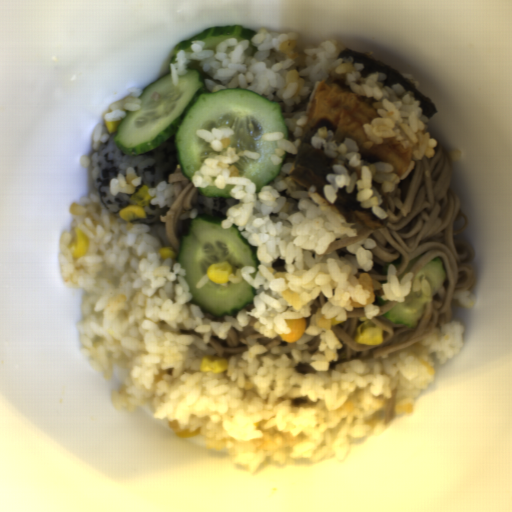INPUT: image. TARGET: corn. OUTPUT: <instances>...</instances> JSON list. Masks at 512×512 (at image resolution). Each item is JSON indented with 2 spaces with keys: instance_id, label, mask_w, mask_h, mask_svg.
I'll use <instances>...</instances> for the list:
<instances>
[{
  "instance_id": "5",
  "label": "corn",
  "mask_w": 512,
  "mask_h": 512,
  "mask_svg": "<svg viewBox=\"0 0 512 512\" xmlns=\"http://www.w3.org/2000/svg\"><path fill=\"white\" fill-rule=\"evenodd\" d=\"M285 322L290 328V333L280 335L286 342H295L302 337L307 328V320L305 318L286 320Z\"/></svg>"
},
{
  "instance_id": "7",
  "label": "corn",
  "mask_w": 512,
  "mask_h": 512,
  "mask_svg": "<svg viewBox=\"0 0 512 512\" xmlns=\"http://www.w3.org/2000/svg\"><path fill=\"white\" fill-rule=\"evenodd\" d=\"M159 256L161 259H169V258H175L177 256V252L173 247H163L159 248L158 250Z\"/></svg>"
},
{
  "instance_id": "2",
  "label": "corn",
  "mask_w": 512,
  "mask_h": 512,
  "mask_svg": "<svg viewBox=\"0 0 512 512\" xmlns=\"http://www.w3.org/2000/svg\"><path fill=\"white\" fill-rule=\"evenodd\" d=\"M361 324L356 327V342L362 345H373L383 343V328L368 319L366 316L359 317Z\"/></svg>"
},
{
  "instance_id": "4",
  "label": "corn",
  "mask_w": 512,
  "mask_h": 512,
  "mask_svg": "<svg viewBox=\"0 0 512 512\" xmlns=\"http://www.w3.org/2000/svg\"><path fill=\"white\" fill-rule=\"evenodd\" d=\"M89 241L83 230L74 228L71 234L69 249L73 252L74 258H82L85 256Z\"/></svg>"
},
{
  "instance_id": "6",
  "label": "corn",
  "mask_w": 512,
  "mask_h": 512,
  "mask_svg": "<svg viewBox=\"0 0 512 512\" xmlns=\"http://www.w3.org/2000/svg\"><path fill=\"white\" fill-rule=\"evenodd\" d=\"M228 362L229 360L219 356L203 357L200 372H213L220 374L227 371Z\"/></svg>"
},
{
  "instance_id": "9",
  "label": "corn",
  "mask_w": 512,
  "mask_h": 512,
  "mask_svg": "<svg viewBox=\"0 0 512 512\" xmlns=\"http://www.w3.org/2000/svg\"><path fill=\"white\" fill-rule=\"evenodd\" d=\"M120 122L121 121H119V120L118 121H106L105 120L104 123H105V127H106L108 133L114 134L115 132H117Z\"/></svg>"
},
{
  "instance_id": "8",
  "label": "corn",
  "mask_w": 512,
  "mask_h": 512,
  "mask_svg": "<svg viewBox=\"0 0 512 512\" xmlns=\"http://www.w3.org/2000/svg\"><path fill=\"white\" fill-rule=\"evenodd\" d=\"M200 433H201V428L195 429L193 431H190L188 428V429H183V430L176 432V436H177V438L181 439V438H188V437L196 436V435H199Z\"/></svg>"
},
{
  "instance_id": "3",
  "label": "corn",
  "mask_w": 512,
  "mask_h": 512,
  "mask_svg": "<svg viewBox=\"0 0 512 512\" xmlns=\"http://www.w3.org/2000/svg\"><path fill=\"white\" fill-rule=\"evenodd\" d=\"M232 266L226 261H219L214 264H210L207 268V275L209 280L216 284H225L229 282L232 274Z\"/></svg>"
},
{
  "instance_id": "1",
  "label": "corn",
  "mask_w": 512,
  "mask_h": 512,
  "mask_svg": "<svg viewBox=\"0 0 512 512\" xmlns=\"http://www.w3.org/2000/svg\"><path fill=\"white\" fill-rule=\"evenodd\" d=\"M155 197L156 196H150V187L142 185L131 197V205L120 209L118 214L125 222L144 220L147 218L145 208L150 205L151 201L155 199Z\"/></svg>"
}]
</instances>
